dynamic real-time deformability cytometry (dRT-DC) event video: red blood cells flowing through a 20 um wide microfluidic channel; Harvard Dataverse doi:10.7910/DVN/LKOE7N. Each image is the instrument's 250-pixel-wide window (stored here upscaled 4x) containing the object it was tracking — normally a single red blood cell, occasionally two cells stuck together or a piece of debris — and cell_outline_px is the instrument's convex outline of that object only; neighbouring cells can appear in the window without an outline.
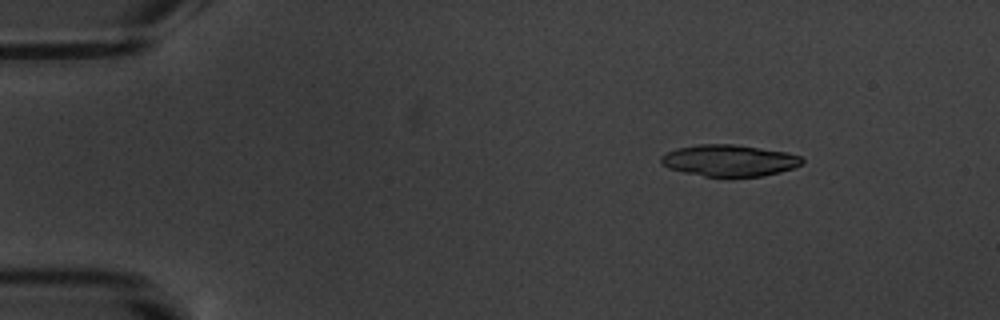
{"species": "common noctule bat (a hibernating species)", "species_latin": "Nyctalus noctula", "temperature_condition": "warm", "stored_images_in_passage": 14, "camera_frame_rate_fps": 3000, "um_per_image_px": 0.085, "animal": {"sex": "male", "body_mass_g": 20.1, "forearm_length_mm": 53.5}, "frame": {"image": 1, "passage_image": 1, "time_ms": 0.0, "image_size_px": [1000, 320], "cell_outline_px": [[804, 164], [780, 172], [764, 176], [732, 180], [704, 176], [684, 172], [668, 168], [660, 164], [660, 156], [676, 148], [700, 144], [732, 144], [788, 152], [800, 156], [804, 160]], "centroid_in_image_um": [62.0, 13.68], "position_along_channel_um": 23.0, "area_um2": 26.82}, "authors_computed_cell_mechanics": {"area_um2": 21.8484, "velocity_mm_per_s": 3.5008, "shape_relaxation_time_tau1_ms": 5.7522, "shape_relaxation_time_tau2_ms": 5.2414, "deformation_change_tau1": 0.1419, "deformation_change_tau2": 0.1286}}